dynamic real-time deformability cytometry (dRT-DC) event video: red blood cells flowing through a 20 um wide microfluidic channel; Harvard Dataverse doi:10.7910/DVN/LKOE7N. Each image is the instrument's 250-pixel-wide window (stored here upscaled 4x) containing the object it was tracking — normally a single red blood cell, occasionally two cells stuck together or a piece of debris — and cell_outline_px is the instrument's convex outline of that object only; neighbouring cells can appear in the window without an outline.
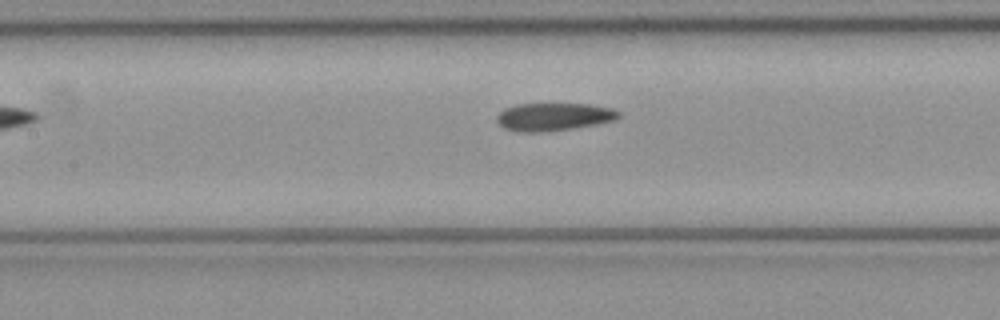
{"species": "common noctule bat (a hibernating species)", "species_latin": "Nyctalus noctula", "temperature_condition": "cold", "stored_images_in_passage": 8, "segment_of_instrument_passage": [2, 2], "camera_frame_rate_fps": 3000, "um_per_image_px": 0.085, "animal": {"sex": "female", "body_mass_g": 21.9}, "frame": {"image": 1, "passage_image": 8, "time_ms": 2.333, "image_size_px": [1000, 320], "cell_outline_px": [[620, 116], [616, 120], [596, 124], [572, 128], [544, 132], [520, 132], [504, 128], [496, 120], [496, 116], [504, 108], [516, 104], [588, 104], [612, 108], [620, 112]], "centroid_in_image_um": [47.06, 9.92], "position_along_channel_um": 160.3, "area_um2": 19.77}}